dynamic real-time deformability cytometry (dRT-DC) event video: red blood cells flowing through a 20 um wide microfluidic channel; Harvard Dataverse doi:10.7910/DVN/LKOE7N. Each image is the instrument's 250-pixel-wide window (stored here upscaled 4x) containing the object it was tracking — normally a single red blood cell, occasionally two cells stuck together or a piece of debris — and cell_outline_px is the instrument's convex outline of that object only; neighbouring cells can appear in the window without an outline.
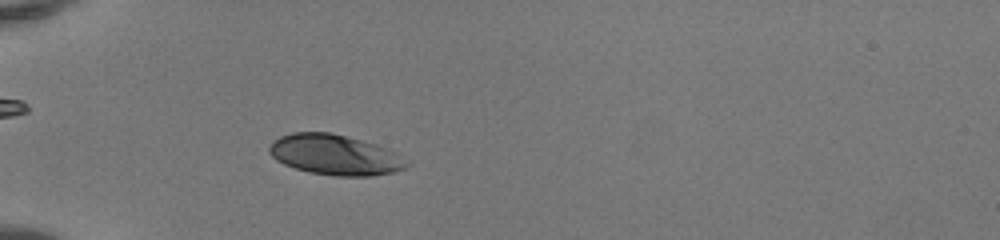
{"species": "human", "species_latin": "Homo sapiens", "temperature_condition": "room temperature", "stored_images_in_passage": 47, "camera_frame_rate_fps": 3000, "um_per_image_px": 0.085, "donor": {"sex": "female"}, "frame": {"image": 1, "passage_image": 13, "time_ms": 4.0, "image_size_px": [1000, 240], "cell_outline_px": [[412, 164], [396, 172], [372, 176], [336, 176], [312, 172], [296, 168], [284, 164], [276, 160], [268, 152], [268, 148], [272, 140], [280, 136], [292, 132], [332, 132], [376, 144], [388, 148], [396, 152]], "centroid_in_image_um": [28.49, 13.15], "position_along_channel_um": 56.5, "area_um2": 32.6}}
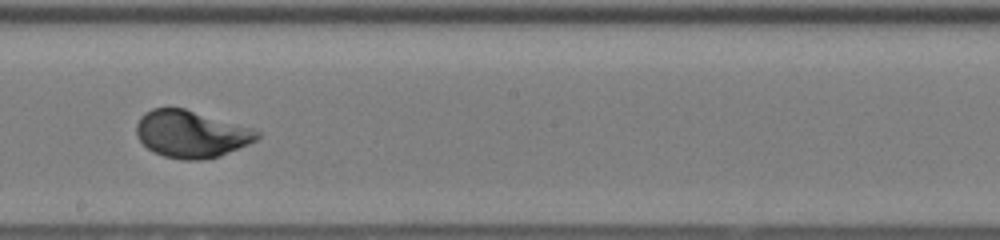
{"frame": {"image": 2, "passage_image": 27, "time_ms": 8.667, "image_size_px": [1000, 240], "cell_outline_px": [[260, 136], [256, 140], [248, 144], [220, 156], [200, 160], [180, 160], [164, 156], [148, 148], [136, 136], [136, 124], [140, 116], [144, 112], [152, 108], [184, 108], [252, 128], [260, 132]], "centroid_in_image_um": [16.23, 11.39], "position_along_channel_um": 232.0, "area_um2": 33.06}}
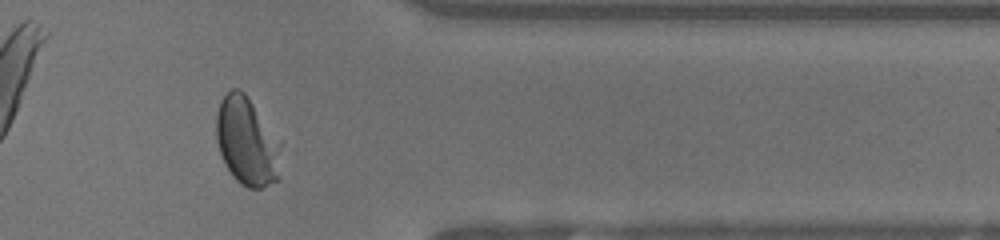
{"frame": {"image": 3, "passage_image": 39, "time_ms": 12.667, "image_size_px": [1000, 240], "cell_outline_px": [[284, 140], [280, 180], [260, 188], [248, 188], [240, 184], [232, 176], [224, 164], [216, 140], [216, 112], [220, 100], [232, 88], [240, 88], [244, 92]], "centroid_in_image_um": [21.07, 12.03], "position_along_channel_um": 390.3, "area_um2": 34.85}, "authors_computed_cell_mechanics": {"area_um2": 33.0616, "velocity_mm_per_s": 4.1419, "shape_relaxation_time_tau1_ms": 1.9749, "shape_relaxation_time_tau2_ms": null, "deformation_change_tau1": 0.1525, "deformation_change_tau2": null}}